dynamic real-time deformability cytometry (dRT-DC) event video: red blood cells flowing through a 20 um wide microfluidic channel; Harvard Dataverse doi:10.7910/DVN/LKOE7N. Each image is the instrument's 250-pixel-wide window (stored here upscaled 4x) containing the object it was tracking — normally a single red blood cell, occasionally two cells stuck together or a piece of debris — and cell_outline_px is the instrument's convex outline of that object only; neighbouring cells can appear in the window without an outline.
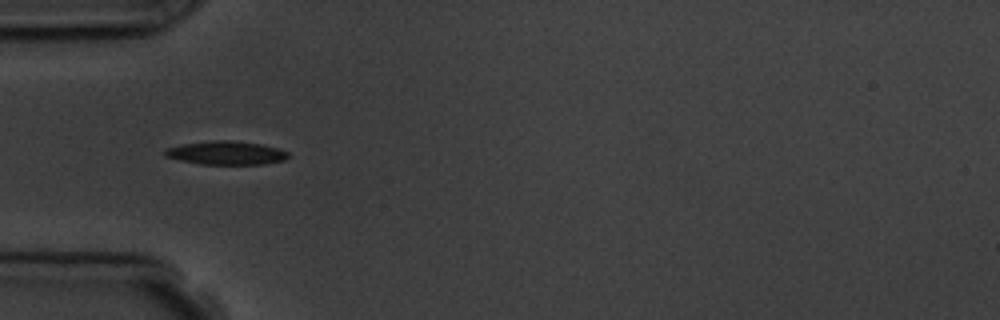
{"species": "common noctule bat (a hibernating species)", "species_latin": "Nyctalus noctula", "temperature_condition": "room temperature", "stored_images_in_passage": 8, "camera_frame_rate_fps": 3000, "um_per_image_px": 0.085, "animal": {"sex": "male", "body_mass_g": 19.5, "forearm_length_mm": 54.6}, "frame": {"image": 1, "passage_image": 3, "time_ms": 2.333, "image_size_px": [1000, 320], "cell_outline_px": [[288, 156], [284, 160], [264, 164], [200, 164], [180, 160], [164, 156], [164, 148], [184, 144], [212, 140], [232, 140], [264, 144], [288, 152]], "centroid_in_image_um": [19.2, 12.99], "position_along_channel_um": 65.8, "area_um2": 16.94}}
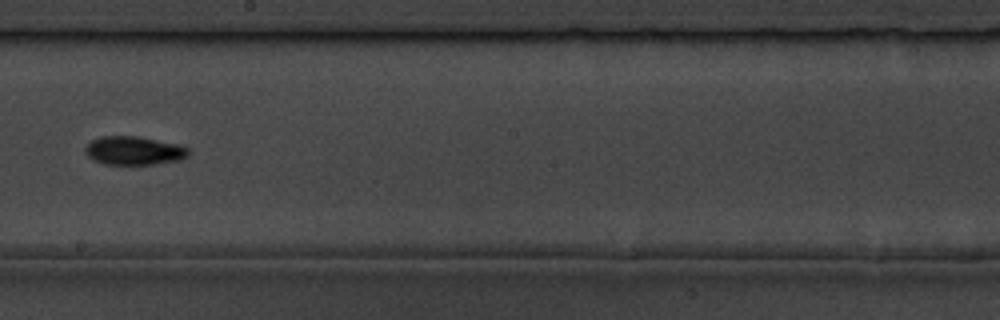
{"frame": {"image": 2, "passage_image": 7, "time_ms": 7.0, "image_size_px": [1000, 320], "cell_outline_px": [[188, 156], [180, 160], [152, 164], [104, 164], [92, 160], [84, 152], [84, 148], [92, 140], [100, 136], [136, 136], [180, 144], [188, 148]], "centroid_in_image_um": [11.37, 12.8], "position_along_channel_um": 236.8, "area_um2": 17.22}}